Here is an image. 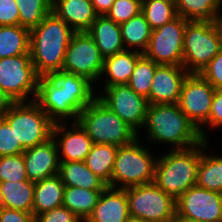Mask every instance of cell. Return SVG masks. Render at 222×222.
I'll use <instances>...</instances> for the list:
<instances>
[{
	"label": "cell",
	"instance_id": "1",
	"mask_svg": "<svg viewBox=\"0 0 222 222\" xmlns=\"http://www.w3.org/2000/svg\"><path fill=\"white\" fill-rule=\"evenodd\" d=\"M97 97L95 85L64 70L39 77L35 102L56 123L78 122L80 112Z\"/></svg>",
	"mask_w": 222,
	"mask_h": 222
},
{
	"label": "cell",
	"instance_id": "2",
	"mask_svg": "<svg viewBox=\"0 0 222 222\" xmlns=\"http://www.w3.org/2000/svg\"><path fill=\"white\" fill-rule=\"evenodd\" d=\"M142 130L138 137L152 148L159 144L158 148L164 145L165 150L185 149L203 141L199 130L178 103L149 104Z\"/></svg>",
	"mask_w": 222,
	"mask_h": 222
},
{
	"label": "cell",
	"instance_id": "3",
	"mask_svg": "<svg viewBox=\"0 0 222 222\" xmlns=\"http://www.w3.org/2000/svg\"><path fill=\"white\" fill-rule=\"evenodd\" d=\"M74 33L52 11L30 30L29 52L39 77L62 70L66 49Z\"/></svg>",
	"mask_w": 222,
	"mask_h": 222
},
{
	"label": "cell",
	"instance_id": "4",
	"mask_svg": "<svg viewBox=\"0 0 222 222\" xmlns=\"http://www.w3.org/2000/svg\"><path fill=\"white\" fill-rule=\"evenodd\" d=\"M161 151L155 164L154 183L177 200L190 187L196 186L201 143L185 149Z\"/></svg>",
	"mask_w": 222,
	"mask_h": 222
},
{
	"label": "cell",
	"instance_id": "5",
	"mask_svg": "<svg viewBox=\"0 0 222 222\" xmlns=\"http://www.w3.org/2000/svg\"><path fill=\"white\" fill-rule=\"evenodd\" d=\"M151 149L155 148H151L139 137L130 144L119 146L108 186L125 189L154 182L158 155Z\"/></svg>",
	"mask_w": 222,
	"mask_h": 222
},
{
	"label": "cell",
	"instance_id": "6",
	"mask_svg": "<svg viewBox=\"0 0 222 222\" xmlns=\"http://www.w3.org/2000/svg\"><path fill=\"white\" fill-rule=\"evenodd\" d=\"M78 122L93 144L119 147L138 138V134L97 97L80 112Z\"/></svg>",
	"mask_w": 222,
	"mask_h": 222
},
{
	"label": "cell",
	"instance_id": "7",
	"mask_svg": "<svg viewBox=\"0 0 222 222\" xmlns=\"http://www.w3.org/2000/svg\"><path fill=\"white\" fill-rule=\"evenodd\" d=\"M222 50V24L188 22L185 27L182 66L188 73H200Z\"/></svg>",
	"mask_w": 222,
	"mask_h": 222
},
{
	"label": "cell",
	"instance_id": "8",
	"mask_svg": "<svg viewBox=\"0 0 222 222\" xmlns=\"http://www.w3.org/2000/svg\"><path fill=\"white\" fill-rule=\"evenodd\" d=\"M2 118L14 129L17 141L24 149L52 137L54 123L35 101L14 102Z\"/></svg>",
	"mask_w": 222,
	"mask_h": 222
},
{
	"label": "cell",
	"instance_id": "9",
	"mask_svg": "<svg viewBox=\"0 0 222 222\" xmlns=\"http://www.w3.org/2000/svg\"><path fill=\"white\" fill-rule=\"evenodd\" d=\"M129 215L145 222H172L176 200L154 182L125 188Z\"/></svg>",
	"mask_w": 222,
	"mask_h": 222
},
{
	"label": "cell",
	"instance_id": "10",
	"mask_svg": "<svg viewBox=\"0 0 222 222\" xmlns=\"http://www.w3.org/2000/svg\"><path fill=\"white\" fill-rule=\"evenodd\" d=\"M38 80L30 54L0 59V89L14 102L34 101Z\"/></svg>",
	"mask_w": 222,
	"mask_h": 222
},
{
	"label": "cell",
	"instance_id": "11",
	"mask_svg": "<svg viewBox=\"0 0 222 222\" xmlns=\"http://www.w3.org/2000/svg\"><path fill=\"white\" fill-rule=\"evenodd\" d=\"M97 98L117 114L138 135L146 122L149 106L146 97L137 94L127 84L95 88Z\"/></svg>",
	"mask_w": 222,
	"mask_h": 222
},
{
	"label": "cell",
	"instance_id": "12",
	"mask_svg": "<svg viewBox=\"0 0 222 222\" xmlns=\"http://www.w3.org/2000/svg\"><path fill=\"white\" fill-rule=\"evenodd\" d=\"M104 57L87 32H75L66 49L62 70L85 77L95 86L100 80Z\"/></svg>",
	"mask_w": 222,
	"mask_h": 222
},
{
	"label": "cell",
	"instance_id": "13",
	"mask_svg": "<svg viewBox=\"0 0 222 222\" xmlns=\"http://www.w3.org/2000/svg\"><path fill=\"white\" fill-rule=\"evenodd\" d=\"M189 21L177 16L162 27L152 30L145 52L158 65H182L185 27Z\"/></svg>",
	"mask_w": 222,
	"mask_h": 222
},
{
	"label": "cell",
	"instance_id": "14",
	"mask_svg": "<svg viewBox=\"0 0 222 222\" xmlns=\"http://www.w3.org/2000/svg\"><path fill=\"white\" fill-rule=\"evenodd\" d=\"M214 92L200 73H188L182 83L178 104L198 130L208 121Z\"/></svg>",
	"mask_w": 222,
	"mask_h": 222
},
{
	"label": "cell",
	"instance_id": "15",
	"mask_svg": "<svg viewBox=\"0 0 222 222\" xmlns=\"http://www.w3.org/2000/svg\"><path fill=\"white\" fill-rule=\"evenodd\" d=\"M176 216L187 221L222 222V194L190 187L176 200Z\"/></svg>",
	"mask_w": 222,
	"mask_h": 222
},
{
	"label": "cell",
	"instance_id": "16",
	"mask_svg": "<svg viewBox=\"0 0 222 222\" xmlns=\"http://www.w3.org/2000/svg\"><path fill=\"white\" fill-rule=\"evenodd\" d=\"M52 137L57 143L60 162L84 161L93 145L79 122L54 124Z\"/></svg>",
	"mask_w": 222,
	"mask_h": 222
},
{
	"label": "cell",
	"instance_id": "17",
	"mask_svg": "<svg viewBox=\"0 0 222 222\" xmlns=\"http://www.w3.org/2000/svg\"><path fill=\"white\" fill-rule=\"evenodd\" d=\"M187 75L188 71L182 65H158L147 97L148 103H178L181 86Z\"/></svg>",
	"mask_w": 222,
	"mask_h": 222
},
{
	"label": "cell",
	"instance_id": "18",
	"mask_svg": "<svg viewBox=\"0 0 222 222\" xmlns=\"http://www.w3.org/2000/svg\"><path fill=\"white\" fill-rule=\"evenodd\" d=\"M22 154L29 181L37 182L59 173L58 147L53 137L42 144L25 149Z\"/></svg>",
	"mask_w": 222,
	"mask_h": 222
},
{
	"label": "cell",
	"instance_id": "19",
	"mask_svg": "<svg viewBox=\"0 0 222 222\" xmlns=\"http://www.w3.org/2000/svg\"><path fill=\"white\" fill-rule=\"evenodd\" d=\"M129 216L126 189L107 186L85 222H125Z\"/></svg>",
	"mask_w": 222,
	"mask_h": 222
},
{
	"label": "cell",
	"instance_id": "20",
	"mask_svg": "<svg viewBox=\"0 0 222 222\" xmlns=\"http://www.w3.org/2000/svg\"><path fill=\"white\" fill-rule=\"evenodd\" d=\"M51 11L74 32H87L98 16L91 0H52Z\"/></svg>",
	"mask_w": 222,
	"mask_h": 222
},
{
	"label": "cell",
	"instance_id": "21",
	"mask_svg": "<svg viewBox=\"0 0 222 222\" xmlns=\"http://www.w3.org/2000/svg\"><path fill=\"white\" fill-rule=\"evenodd\" d=\"M142 53L125 50L104 58L103 71L95 88L127 84Z\"/></svg>",
	"mask_w": 222,
	"mask_h": 222
},
{
	"label": "cell",
	"instance_id": "22",
	"mask_svg": "<svg viewBox=\"0 0 222 222\" xmlns=\"http://www.w3.org/2000/svg\"><path fill=\"white\" fill-rule=\"evenodd\" d=\"M212 142L213 140L201 142L196 185L222 194V151L220 152L219 148L217 152L214 151L213 148L215 147L216 150L217 147L216 145L212 146Z\"/></svg>",
	"mask_w": 222,
	"mask_h": 222
},
{
	"label": "cell",
	"instance_id": "23",
	"mask_svg": "<svg viewBox=\"0 0 222 222\" xmlns=\"http://www.w3.org/2000/svg\"><path fill=\"white\" fill-rule=\"evenodd\" d=\"M87 33L106 58L125 51L120 25L106 15H98Z\"/></svg>",
	"mask_w": 222,
	"mask_h": 222
},
{
	"label": "cell",
	"instance_id": "24",
	"mask_svg": "<svg viewBox=\"0 0 222 222\" xmlns=\"http://www.w3.org/2000/svg\"><path fill=\"white\" fill-rule=\"evenodd\" d=\"M65 186L59 174L35 182L33 195V215L63 206Z\"/></svg>",
	"mask_w": 222,
	"mask_h": 222
},
{
	"label": "cell",
	"instance_id": "25",
	"mask_svg": "<svg viewBox=\"0 0 222 222\" xmlns=\"http://www.w3.org/2000/svg\"><path fill=\"white\" fill-rule=\"evenodd\" d=\"M34 187L29 180L0 182V207L32 213Z\"/></svg>",
	"mask_w": 222,
	"mask_h": 222
},
{
	"label": "cell",
	"instance_id": "26",
	"mask_svg": "<svg viewBox=\"0 0 222 222\" xmlns=\"http://www.w3.org/2000/svg\"><path fill=\"white\" fill-rule=\"evenodd\" d=\"M58 174L65 187L104 190L108 186L85 165L84 161L60 162Z\"/></svg>",
	"mask_w": 222,
	"mask_h": 222
},
{
	"label": "cell",
	"instance_id": "27",
	"mask_svg": "<svg viewBox=\"0 0 222 222\" xmlns=\"http://www.w3.org/2000/svg\"><path fill=\"white\" fill-rule=\"evenodd\" d=\"M177 16L189 22H217L222 15V0H176Z\"/></svg>",
	"mask_w": 222,
	"mask_h": 222
},
{
	"label": "cell",
	"instance_id": "28",
	"mask_svg": "<svg viewBox=\"0 0 222 222\" xmlns=\"http://www.w3.org/2000/svg\"><path fill=\"white\" fill-rule=\"evenodd\" d=\"M120 29L125 49L143 54L152 35V28L144 14L141 12L122 23Z\"/></svg>",
	"mask_w": 222,
	"mask_h": 222
},
{
	"label": "cell",
	"instance_id": "29",
	"mask_svg": "<svg viewBox=\"0 0 222 222\" xmlns=\"http://www.w3.org/2000/svg\"><path fill=\"white\" fill-rule=\"evenodd\" d=\"M102 191L80 187H65L63 206L73 212L82 222H85L97 205Z\"/></svg>",
	"mask_w": 222,
	"mask_h": 222
},
{
	"label": "cell",
	"instance_id": "30",
	"mask_svg": "<svg viewBox=\"0 0 222 222\" xmlns=\"http://www.w3.org/2000/svg\"><path fill=\"white\" fill-rule=\"evenodd\" d=\"M117 150L115 145L93 144L84 160L85 165L107 185L111 183Z\"/></svg>",
	"mask_w": 222,
	"mask_h": 222
},
{
	"label": "cell",
	"instance_id": "31",
	"mask_svg": "<svg viewBox=\"0 0 222 222\" xmlns=\"http://www.w3.org/2000/svg\"><path fill=\"white\" fill-rule=\"evenodd\" d=\"M30 30L20 25L0 26V59L29 52Z\"/></svg>",
	"mask_w": 222,
	"mask_h": 222
},
{
	"label": "cell",
	"instance_id": "32",
	"mask_svg": "<svg viewBox=\"0 0 222 222\" xmlns=\"http://www.w3.org/2000/svg\"><path fill=\"white\" fill-rule=\"evenodd\" d=\"M19 25L31 30L51 12L52 0H16Z\"/></svg>",
	"mask_w": 222,
	"mask_h": 222
},
{
	"label": "cell",
	"instance_id": "33",
	"mask_svg": "<svg viewBox=\"0 0 222 222\" xmlns=\"http://www.w3.org/2000/svg\"><path fill=\"white\" fill-rule=\"evenodd\" d=\"M157 66V63L142 54L137 60V64L127 85L137 94L147 98Z\"/></svg>",
	"mask_w": 222,
	"mask_h": 222
},
{
	"label": "cell",
	"instance_id": "34",
	"mask_svg": "<svg viewBox=\"0 0 222 222\" xmlns=\"http://www.w3.org/2000/svg\"><path fill=\"white\" fill-rule=\"evenodd\" d=\"M152 30L162 27L177 17L175 2L149 0L142 2L141 11Z\"/></svg>",
	"mask_w": 222,
	"mask_h": 222
},
{
	"label": "cell",
	"instance_id": "35",
	"mask_svg": "<svg viewBox=\"0 0 222 222\" xmlns=\"http://www.w3.org/2000/svg\"><path fill=\"white\" fill-rule=\"evenodd\" d=\"M28 180L23 154L0 156V182Z\"/></svg>",
	"mask_w": 222,
	"mask_h": 222
},
{
	"label": "cell",
	"instance_id": "36",
	"mask_svg": "<svg viewBox=\"0 0 222 222\" xmlns=\"http://www.w3.org/2000/svg\"><path fill=\"white\" fill-rule=\"evenodd\" d=\"M142 11L140 0H115L106 16L121 25Z\"/></svg>",
	"mask_w": 222,
	"mask_h": 222
},
{
	"label": "cell",
	"instance_id": "37",
	"mask_svg": "<svg viewBox=\"0 0 222 222\" xmlns=\"http://www.w3.org/2000/svg\"><path fill=\"white\" fill-rule=\"evenodd\" d=\"M220 128V129H219ZM222 129V90L215 89L208 121L199 129L203 140L211 141V131ZM211 135V136H210Z\"/></svg>",
	"mask_w": 222,
	"mask_h": 222
},
{
	"label": "cell",
	"instance_id": "38",
	"mask_svg": "<svg viewBox=\"0 0 222 222\" xmlns=\"http://www.w3.org/2000/svg\"><path fill=\"white\" fill-rule=\"evenodd\" d=\"M25 151L17 141L14 129L0 118V156L18 155Z\"/></svg>",
	"mask_w": 222,
	"mask_h": 222
},
{
	"label": "cell",
	"instance_id": "39",
	"mask_svg": "<svg viewBox=\"0 0 222 222\" xmlns=\"http://www.w3.org/2000/svg\"><path fill=\"white\" fill-rule=\"evenodd\" d=\"M200 74L215 89L222 90V50L213 57Z\"/></svg>",
	"mask_w": 222,
	"mask_h": 222
},
{
	"label": "cell",
	"instance_id": "40",
	"mask_svg": "<svg viewBox=\"0 0 222 222\" xmlns=\"http://www.w3.org/2000/svg\"><path fill=\"white\" fill-rule=\"evenodd\" d=\"M36 222H82L67 207L61 206L36 216Z\"/></svg>",
	"mask_w": 222,
	"mask_h": 222
},
{
	"label": "cell",
	"instance_id": "41",
	"mask_svg": "<svg viewBox=\"0 0 222 222\" xmlns=\"http://www.w3.org/2000/svg\"><path fill=\"white\" fill-rule=\"evenodd\" d=\"M19 25L16 0H0V26Z\"/></svg>",
	"mask_w": 222,
	"mask_h": 222
},
{
	"label": "cell",
	"instance_id": "42",
	"mask_svg": "<svg viewBox=\"0 0 222 222\" xmlns=\"http://www.w3.org/2000/svg\"><path fill=\"white\" fill-rule=\"evenodd\" d=\"M0 222H36L33 213L0 207Z\"/></svg>",
	"mask_w": 222,
	"mask_h": 222
},
{
	"label": "cell",
	"instance_id": "43",
	"mask_svg": "<svg viewBox=\"0 0 222 222\" xmlns=\"http://www.w3.org/2000/svg\"><path fill=\"white\" fill-rule=\"evenodd\" d=\"M115 0H91L95 12L98 15H106Z\"/></svg>",
	"mask_w": 222,
	"mask_h": 222
},
{
	"label": "cell",
	"instance_id": "44",
	"mask_svg": "<svg viewBox=\"0 0 222 222\" xmlns=\"http://www.w3.org/2000/svg\"><path fill=\"white\" fill-rule=\"evenodd\" d=\"M14 101L0 89V118L9 110Z\"/></svg>",
	"mask_w": 222,
	"mask_h": 222
},
{
	"label": "cell",
	"instance_id": "45",
	"mask_svg": "<svg viewBox=\"0 0 222 222\" xmlns=\"http://www.w3.org/2000/svg\"><path fill=\"white\" fill-rule=\"evenodd\" d=\"M125 222H145L142 219L129 216Z\"/></svg>",
	"mask_w": 222,
	"mask_h": 222
},
{
	"label": "cell",
	"instance_id": "46",
	"mask_svg": "<svg viewBox=\"0 0 222 222\" xmlns=\"http://www.w3.org/2000/svg\"><path fill=\"white\" fill-rule=\"evenodd\" d=\"M172 222H195V221H187V220H184L182 218L175 216V218Z\"/></svg>",
	"mask_w": 222,
	"mask_h": 222
},
{
	"label": "cell",
	"instance_id": "47",
	"mask_svg": "<svg viewBox=\"0 0 222 222\" xmlns=\"http://www.w3.org/2000/svg\"><path fill=\"white\" fill-rule=\"evenodd\" d=\"M146 1H149V0H142L141 2H146ZM165 1H168V2H176V0H165Z\"/></svg>",
	"mask_w": 222,
	"mask_h": 222
}]
</instances>
